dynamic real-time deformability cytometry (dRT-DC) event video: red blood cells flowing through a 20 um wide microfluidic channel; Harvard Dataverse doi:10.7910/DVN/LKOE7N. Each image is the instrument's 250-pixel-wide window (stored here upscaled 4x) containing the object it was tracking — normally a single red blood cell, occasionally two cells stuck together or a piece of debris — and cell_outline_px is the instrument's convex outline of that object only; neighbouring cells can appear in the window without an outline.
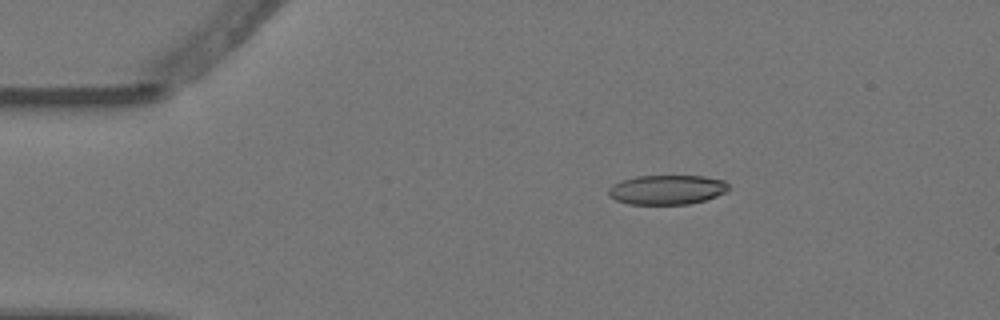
{"species": "Egyptian fruit bat (a non-hibernating species)", "species_latin": "Rousettus aegyptiacus", "temperature_condition": "warm", "stored_images_in_passage": 5, "camera_frame_rate_fps": 3000, "um_per_image_px": 0.085, "animal": {"sex": "female"}, "frame": {"image": 1, "passage_image": 2, "time_ms": 0.333, "image_size_px": [1000, 320], "cell_outline_px": [[728, 188], [724, 192], [716, 196], [704, 200], [688, 204], [628, 204], [616, 200], [608, 196], [608, 188], [612, 184], [620, 180], [636, 176], [704, 176], [724, 180], [728, 184]], "centroid_in_image_um": [56.64, 16.12], "position_along_channel_um": 28.4, "area_um2": 20.69}}
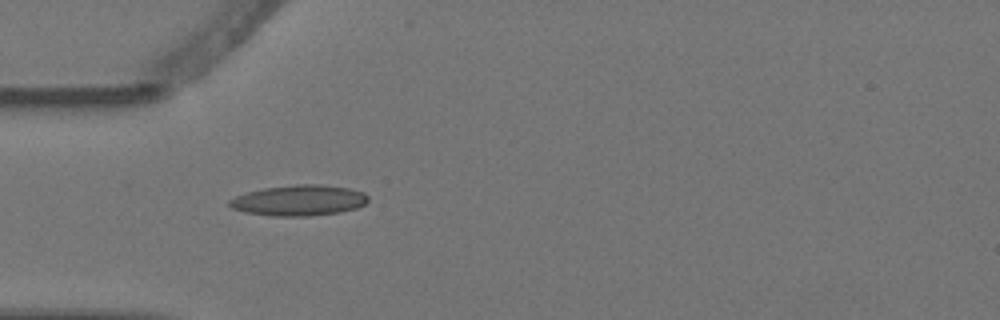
{"frame": {"image": 2, "passage_image": 4, "time_ms": 1.0, "image_size_px": [1000, 320], "cell_outline_px": [[368, 200], [364, 204], [356, 208], [340, 212], [308, 216], [272, 216], [244, 212], [232, 208], [228, 204], [228, 200], [236, 196], [248, 192], [264, 188], [296, 184], [320, 184], [348, 188], [364, 192], [368, 196]], "centroid_in_image_um": [25.41, 17.03], "position_along_channel_um": 59.6, "area_um2": 24.8}}